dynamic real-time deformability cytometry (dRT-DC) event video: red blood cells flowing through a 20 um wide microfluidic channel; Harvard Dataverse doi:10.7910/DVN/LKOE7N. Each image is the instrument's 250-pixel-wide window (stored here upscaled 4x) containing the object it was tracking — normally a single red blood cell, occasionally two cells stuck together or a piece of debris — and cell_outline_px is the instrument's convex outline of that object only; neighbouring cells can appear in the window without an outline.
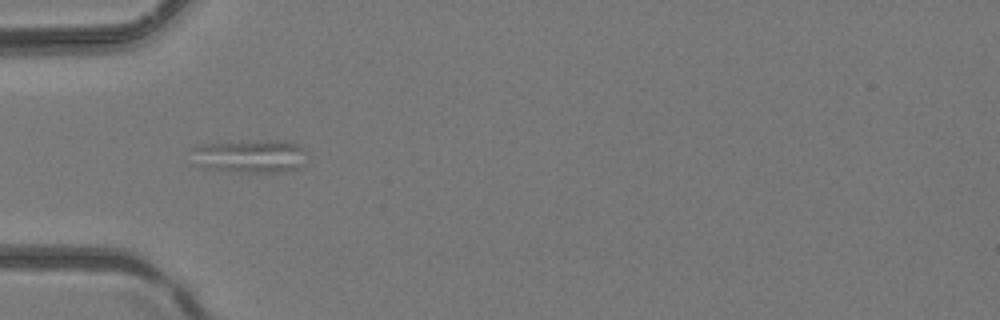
{"species": "common noctule bat (a hibernating species)", "species_latin": "Nyctalus noctula", "temperature_condition": "room temperature", "stored_images_in_passage": 4, "camera_frame_rate_fps": 3000, "um_per_image_px": 0.085, "animal": {"sex": "female", "body_mass_g": 24.6, "forearm_length_mm": 56.2}, "frame": {"image": 1, "passage_image": 4, "time_ms": 1.0, "image_size_px": [1000, 320], "cell_outline_px": [[304, 152], [300, 168], [276, 172], [252, 172], [204, 168], [196, 164], [192, 148], [200, 144], [256, 140], [288, 140], [300, 144], [304, 148]], "centroid_in_image_um": [21.28, 13.24], "position_along_channel_um": 63.7, "area_um2": 22.2}}